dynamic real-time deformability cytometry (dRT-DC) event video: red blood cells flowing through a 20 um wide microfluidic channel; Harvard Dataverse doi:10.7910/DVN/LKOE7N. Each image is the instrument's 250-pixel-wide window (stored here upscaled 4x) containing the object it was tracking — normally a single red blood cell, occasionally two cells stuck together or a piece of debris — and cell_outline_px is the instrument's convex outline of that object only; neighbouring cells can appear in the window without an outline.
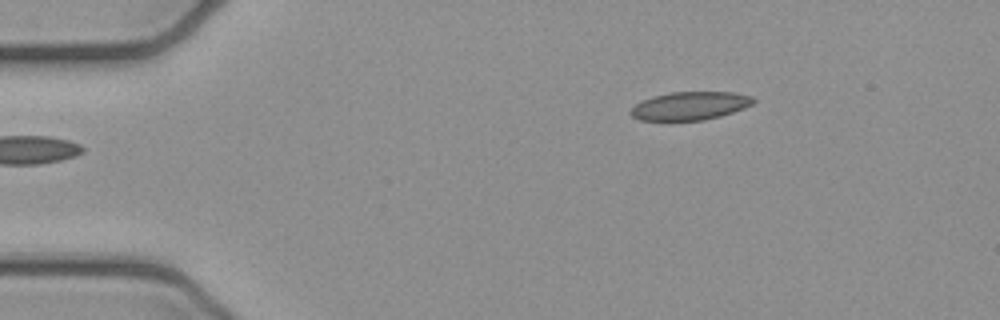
{"species": "common noctule bat (a hibernating species)", "species_latin": "Nyctalus noctula", "temperature_condition": "cold", "stored_images_in_passage": 9, "camera_frame_rate_fps": 3000, "um_per_image_px": 0.085, "animal": {"sex": "female", "body_mass_g": 21.9}, "frame": {"image": 1, "passage_image": 1, "time_ms": 0.0, "image_size_px": [1000, 320], "cell_outline_px": [[756, 100], [752, 104], [744, 108], [720, 116], [704, 120], [640, 120], [632, 116], [628, 112], [636, 104], [652, 96], [672, 92], [732, 92], [752, 96]], "centroid_in_image_um": [58.65, 8.99], "position_along_channel_um": 26.3, "area_um2": 20.06}}